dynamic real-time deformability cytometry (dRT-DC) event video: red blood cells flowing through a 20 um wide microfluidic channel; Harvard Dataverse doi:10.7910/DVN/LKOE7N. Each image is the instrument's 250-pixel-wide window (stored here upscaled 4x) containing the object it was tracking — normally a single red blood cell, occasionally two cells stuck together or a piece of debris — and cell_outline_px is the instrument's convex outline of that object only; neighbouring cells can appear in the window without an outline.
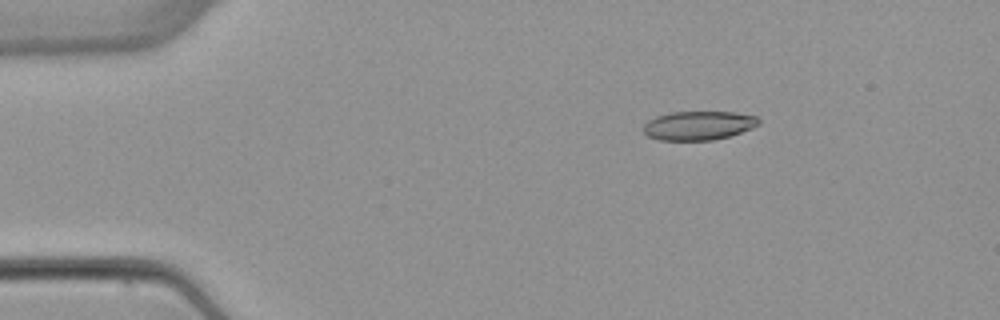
{"species": "common noctule bat (a hibernating species)", "species_latin": "Nyctalus noctula", "temperature_condition": "warm", "stored_images_in_passage": 5, "camera_frame_rate_fps": 3000, "um_per_image_px": 0.085, "animal": {"sex": "female", "body_mass_g": 22.7, "forearm_length_mm": 54.2}, "frame": {"image": 1, "passage_image": 3, "time_ms": 2.667, "image_size_px": [1000, 320], "cell_outline_px": [[760, 124], [752, 128], [728, 136], [712, 140], [660, 140], [648, 136], [640, 128], [648, 120], [656, 116], [672, 112], [736, 112], [756, 116], [760, 120]], "centroid_in_image_um": [59.35, 10.66], "position_along_channel_um": 25.6, "area_um2": 19.48}}